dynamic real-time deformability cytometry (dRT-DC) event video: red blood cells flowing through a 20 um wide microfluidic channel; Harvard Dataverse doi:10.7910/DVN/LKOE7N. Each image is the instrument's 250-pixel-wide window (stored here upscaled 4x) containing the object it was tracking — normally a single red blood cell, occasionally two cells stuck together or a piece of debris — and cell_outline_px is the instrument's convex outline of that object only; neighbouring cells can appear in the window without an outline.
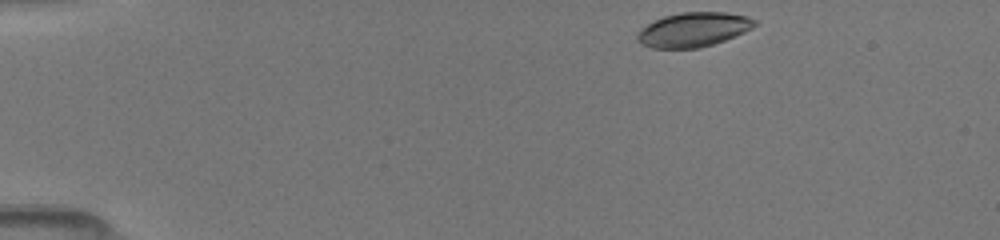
{"species": "common noctule bat (a hibernating species)", "species_latin": "Nyctalus noctula", "temperature_condition": "room temperature", "stored_images_in_passage": 64, "camera_frame_rate_fps": 3000, "um_per_image_px": 0.085, "animal": {"sex": "female", "body_mass_g": 19.5, "forearm_length_mm": 54.1}, "frame": {"image": 1, "passage_image": 1, "time_ms": 0.0, "image_size_px": [1000, 240], "cell_outline_px": [[756, 24], [752, 28], [744, 32], [724, 40], [700, 48], [652, 48], [640, 44], [636, 40], [636, 36], [648, 24], [664, 16], [680, 12], [724, 12], [748, 16], [756, 20]], "centroid_in_image_um": [58.95, 2.52], "position_along_channel_um": 26.1, "area_um2": 23.35}}
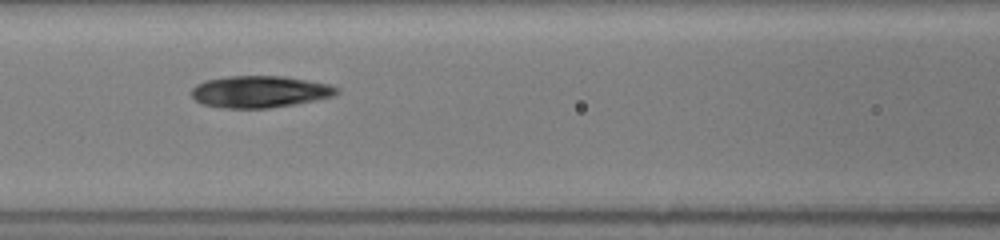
{"frame": {"image": 2, "passage_image": 36, "time_ms": 5.0, "image_size_px": [1000, 240], "cell_outline_px": [[340, 92], [332, 96], [316, 100], [268, 108], [228, 108], [200, 104], [192, 96], [192, 88], [196, 84], [204, 80], [228, 76], [284, 76], [328, 84], [340, 88]], "centroid_in_image_um": [22.06, 7.79], "position_along_channel_um": 144.5, "area_um2": 26.88}}
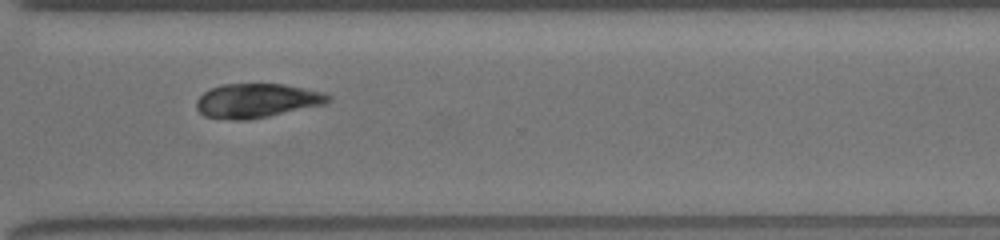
{"frame": {"image": 3, "passage_image": 63, "time_ms": 10.0, "image_size_px": [1000, 240], "cell_outline_px": [[332, 100], [324, 104], [268, 116], [244, 120], [232, 120], [204, 116], [196, 108], [196, 100], [208, 88], [220, 84], [284, 84], [324, 92], [332, 96]], "centroid_in_image_um": [21.81, 8.54], "position_along_channel_um": 348.8, "area_um2": 26.3}}